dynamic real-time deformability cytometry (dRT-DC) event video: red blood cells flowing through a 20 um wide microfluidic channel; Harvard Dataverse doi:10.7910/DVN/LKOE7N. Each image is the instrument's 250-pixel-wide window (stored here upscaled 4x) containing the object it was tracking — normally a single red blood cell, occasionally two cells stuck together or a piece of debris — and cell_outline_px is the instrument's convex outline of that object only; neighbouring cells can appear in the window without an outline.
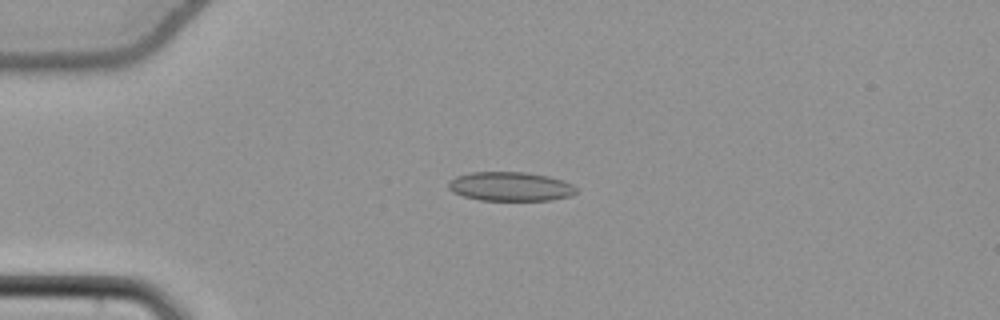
{"species": "common noctule bat (a hibernating species)", "species_latin": "Nyctalus noctula", "temperature_condition": "cold", "stored_images_in_passage": 55, "camera_frame_rate_fps": 3000, "um_per_image_px": 0.085, "animal": {"sex": "female", "body_mass_g": 22.7, "forearm_length_mm": 54.2}, "frame": {"image": 1, "passage_image": 15, "time_ms": 4.667, "image_size_px": [1000, 320], "cell_outline_px": [[576, 192], [572, 196], [552, 200], [480, 200], [464, 196], [452, 192], [448, 188], [448, 184], [456, 176], [472, 172], [528, 172], [548, 176], [572, 184], [576, 188]], "centroid_in_image_um": [43.39, 15.85], "position_along_channel_um": 41.6, "area_um2": 21.62}}
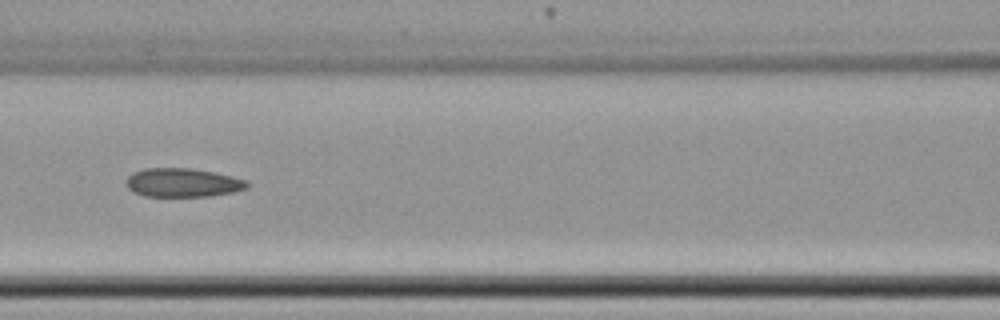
{"frame": {"image": 2, "passage_image": 26, "time_ms": 8.333, "image_size_px": [1000, 320], "cell_outline_px": [[248, 188], [232, 192], [212, 196], [144, 196], [132, 192], [124, 184], [124, 180], [132, 172], [144, 168], [188, 168], [216, 172], [248, 180]], "centroid_in_image_um": [15.5, 15.52], "position_along_channel_um": 151.1, "area_um2": 20.58}}
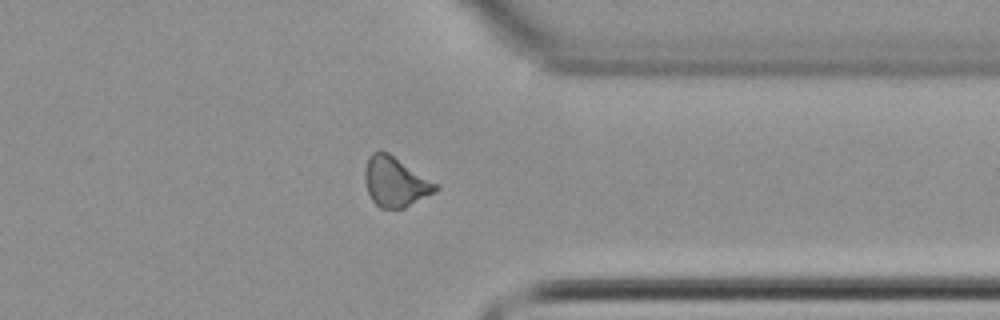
{"frame": {"image": 3, "passage_image": 44, "time_ms": 14.333, "image_size_px": [1000, 320], "cell_outline_px": [[440, 188], [436, 192], [404, 208], [380, 208], [372, 200], [368, 192], [364, 180], [364, 172], [368, 156], [372, 152], [380, 148], [388, 152], [440, 184]], "centroid_in_image_um": [33.62, 15.42], "position_along_channel_um": 377.8, "area_um2": 20.98}, "authors_computed_cell_mechanics": {"area_um2": 20.7502, "velocity_mm_per_s": 3.8536, "shape_relaxation_time_tau1_ms": null, "shape_relaxation_time_tau2_ms": 4.3345, "deformation_change_tau1": null, "deformation_change_tau2": 0.1014}}